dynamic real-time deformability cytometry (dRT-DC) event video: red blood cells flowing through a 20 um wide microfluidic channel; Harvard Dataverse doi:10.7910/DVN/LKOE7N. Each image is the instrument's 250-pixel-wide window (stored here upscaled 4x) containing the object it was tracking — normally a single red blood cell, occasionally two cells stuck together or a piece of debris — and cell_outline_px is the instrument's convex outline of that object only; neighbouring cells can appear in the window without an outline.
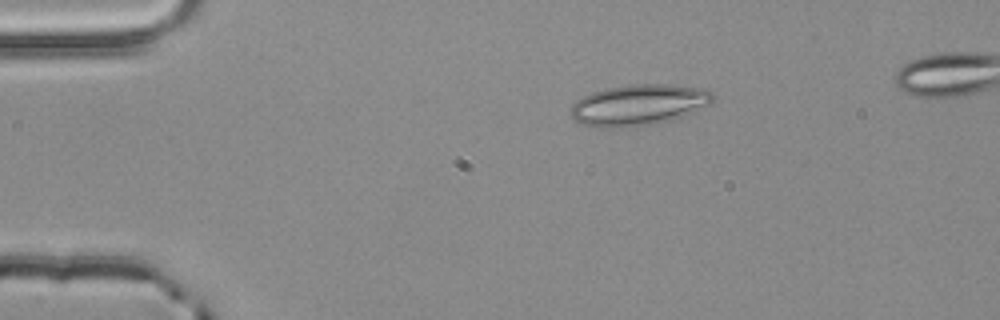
{"species": "common noctule bat (a hibernating species)", "species_latin": "Nyctalus noctula", "temperature_condition": "room temperature", "stored_images_in_passage": 44, "camera_frame_rate_fps": 3000, "um_per_image_px": 0.085, "animal": {"sex": "male", "body_mass_g": 20.4}, "frame": {"image": 1, "passage_image": 2, "time_ms": 0.333, "image_size_px": [1000, 320], "cell_outline_px": [[712, 100], [708, 104], [668, 120], [656, 124], [636, 128], [608, 132], [584, 124], [576, 120], [568, 112], [572, 104], [576, 100], [592, 92], [608, 88], [628, 84], [668, 84], [704, 88], [712, 92]], "centroid_in_image_um": [54.16, 8.96], "position_along_channel_um": 30.8, "area_um2": 34.51}}
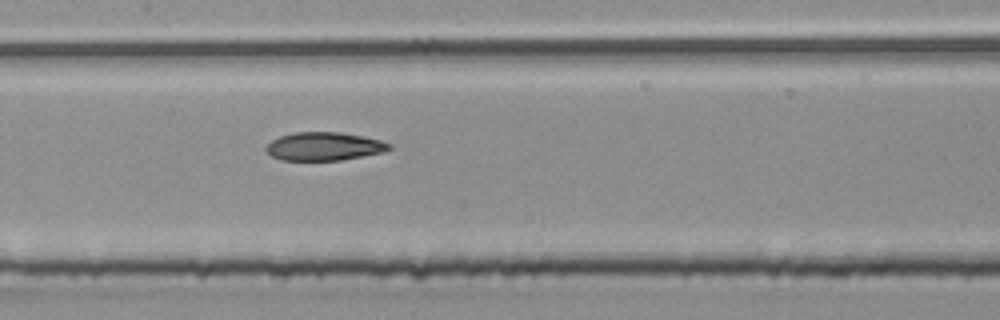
{"frame": {"image": 2, "passage_image": 18, "time_ms": 5.667, "image_size_px": [1000, 320], "cell_outline_px": [[392, 148], [384, 152], [340, 160], [280, 160], [272, 156], [264, 148], [272, 140], [280, 136], [292, 132], [340, 132], [364, 136], [380, 140], [392, 144]], "centroid_in_image_um": [27.56, 12.43], "position_along_channel_um": 179.8, "area_um2": 20.35}}
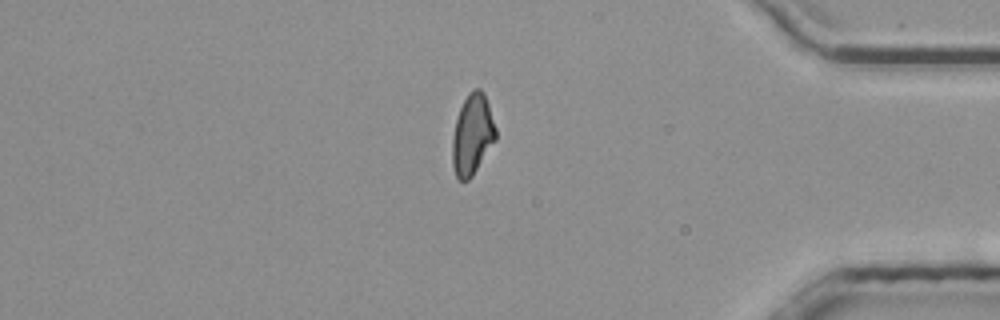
{"frame": {"image": 3, "passage_image": 37, "time_ms": 12.0, "image_size_px": [1000, 320], "cell_outline_px": [[496, 140], [472, 176], [468, 180], [460, 180], [456, 176], [452, 164], [452, 140], [456, 120], [460, 108], [468, 92], [472, 88], [480, 88], [484, 92], [496, 128]], "centroid_in_image_um": [40.15, 11.42], "position_along_channel_um": 395.0, "area_um2": 20.35}}